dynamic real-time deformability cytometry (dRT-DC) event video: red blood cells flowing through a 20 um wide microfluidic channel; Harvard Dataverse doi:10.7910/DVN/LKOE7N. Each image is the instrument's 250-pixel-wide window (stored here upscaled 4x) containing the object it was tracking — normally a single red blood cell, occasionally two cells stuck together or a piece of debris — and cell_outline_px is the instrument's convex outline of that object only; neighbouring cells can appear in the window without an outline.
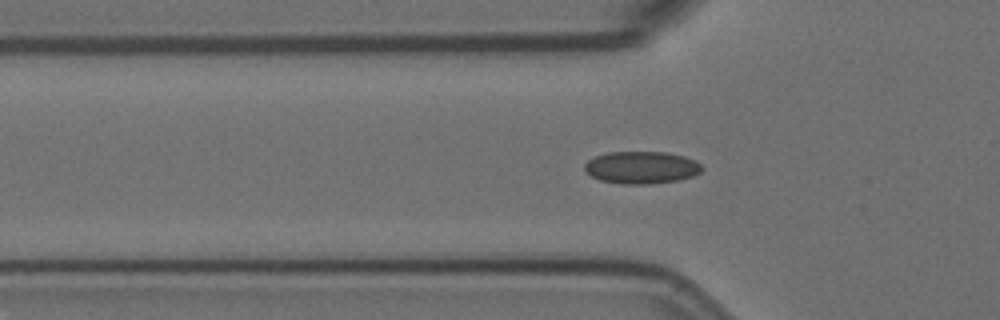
{"species": "Egyptian fruit bat (a non-hibernating species)", "species_latin": "Rousettus aegyptiacus", "temperature_condition": "room temperature", "stored_images_in_passage": 50, "camera_frame_rate_fps": 3000, "um_per_image_px": 0.085, "animal": {"sex": "female"}, "frame": {"image": 1, "passage_image": 18, "time_ms": 5.667, "image_size_px": [1000, 320], "cell_outline_px": [[704, 168], [700, 172], [692, 176], [676, 180], [648, 184], [620, 184], [600, 180], [584, 172], [584, 164], [588, 160], [596, 156], [608, 152], [668, 152], [684, 156], [696, 160]], "centroid_in_image_um": [54.51, 14.23], "position_along_channel_um": 71.3, "area_um2": 22.2}}
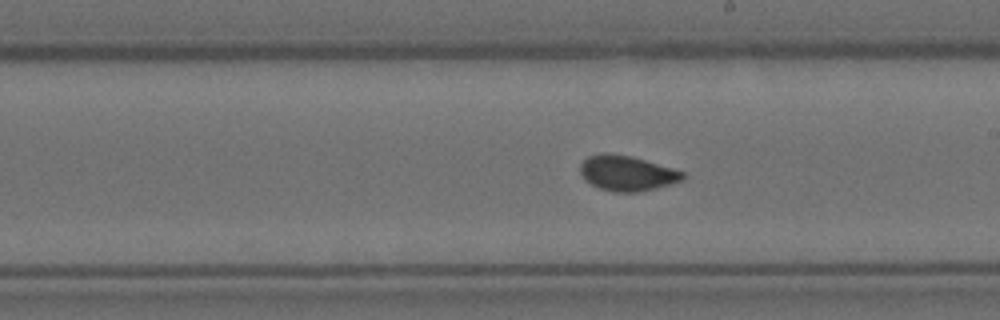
{"frame": {"image": 2, "passage_image": 32, "time_ms": 10.333, "image_size_px": [1000, 320], "cell_outline_px": [[684, 176], [680, 180], [656, 188], [636, 192], [612, 192], [600, 188], [584, 180], [580, 172], [580, 164], [588, 156], [604, 152], [608, 152], [632, 156], [672, 168], [684, 172]], "centroid_in_image_um": [53.24, 14.71], "position_along_channel_um": 235.8, "area_um2": 20.92}}
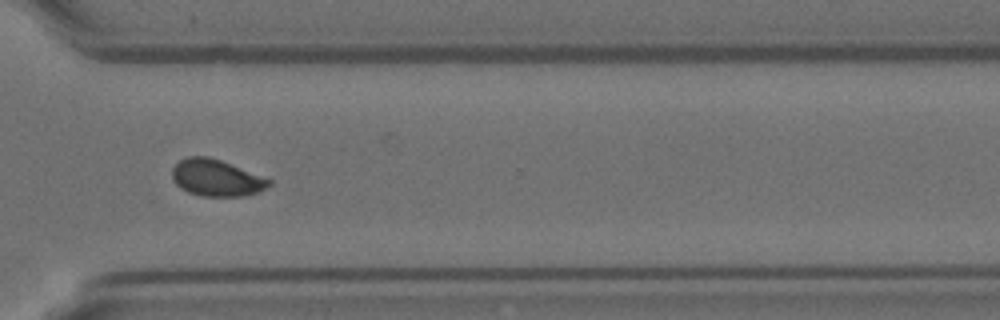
{"frame": {"image": 3, "passage_image": 42, "time_ms": 13.667, "image_size_px": [1000, 320], "cell_outline_px": [[272, 184], [256, 192], [240, 196], [200, 196], [188, 192], [180, 188], [176, 184], [172, 176], [172, 168], [180, 160], [188, 156], [208, 156], [220, 160], [272, 180]], "centroid_in_image_um": [18.35, 15.11], "position_along_channel_um": 352.2, "area_um2": 20.46}}